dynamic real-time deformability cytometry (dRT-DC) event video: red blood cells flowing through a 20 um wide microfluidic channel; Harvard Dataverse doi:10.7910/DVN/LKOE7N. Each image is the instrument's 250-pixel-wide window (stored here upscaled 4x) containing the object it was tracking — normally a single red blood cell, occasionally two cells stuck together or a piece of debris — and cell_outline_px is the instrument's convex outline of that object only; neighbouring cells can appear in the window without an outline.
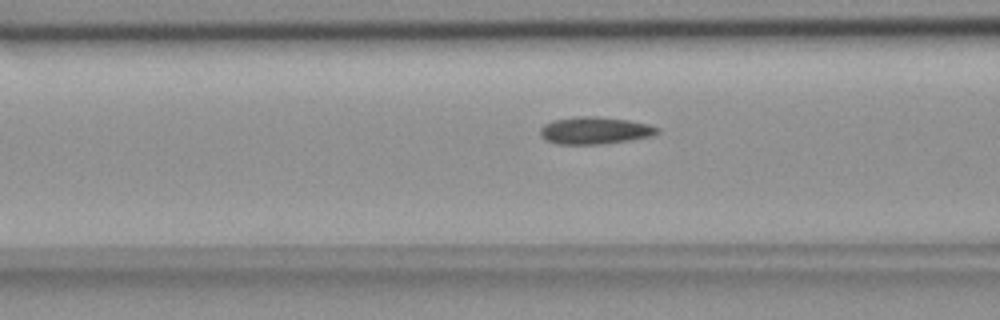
{"species": "common noctule bat (a hibernating species)", "species_latin": "Nyctalus noctula", "temperature_condition": "room temperature", "stored_images_in_passage": 36, "camera_frame_rate_fps": 3000, "um_per_image_px": 0.085, "animal": {"sex": "female", "body_mass_g": 18.4}, "frame": {"image": 1, "passage_image": 6, "time_ms": 1.667, "image_size_px": [1000, 320], "cell_outline_px": [[660, 132], [652, 136], [628, 140], [600, 144], [556, 144], [544, 140], [540, 136], [540, 128], [544, 124], [552, 120], [572, 116], [596, 116], [628, 120], [648, 124], [660, 128]], "centroid_in_image_um": [50.52, 11.08], "position_along_channel_um": 116.1, "area_um2": 18.79}}
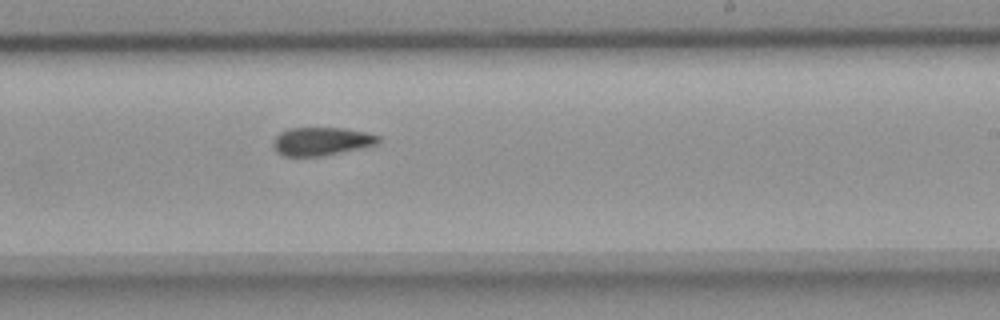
{"frame": {"image": 2, "passage_image": 18, "time_ms": 5.667, "image_size_px": [1000, 320], "cell_outline_px": [[380, 140], [376, 144], [364, 148], [324, 156], [284, 156], [276, 152], [272, 144], [272, 140], [280, 132], [288, 128], [344, 128], [368, 132], [380, 136]], "centroid_in_image_um": [27.33, 12.02], "position_along_channel_um": 261.7, "area_um2": 17.63}}
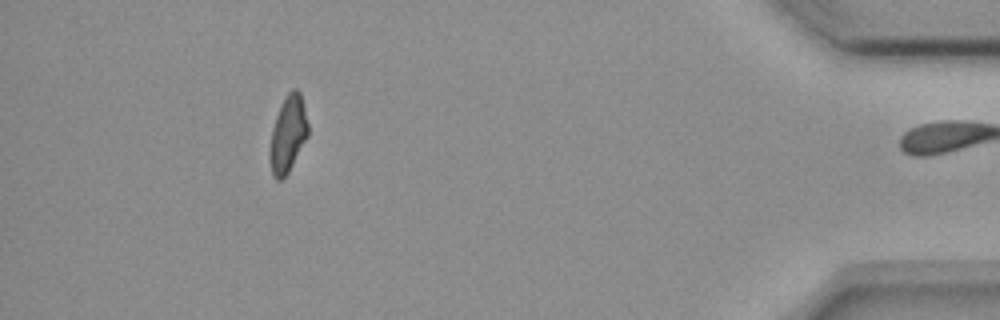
{"frame": {"image": 3, "passage_image": 35, "time_ms": 11.333, "image_size_px": [1000, 320], "cell_outline_px": [[308, 136], [288, 172], [280, 180], [276, 180], [272, 176], [268, 152], [272, 128], [280, 104], [284, 96], [292, 88], [296, 88], [300, 92], [308, 124]], "centroid_in_image_um": [24.45, 11.39], "position_along_channel_um": 410.8, "area_um2": 17.17}, "authors_computed_cell_mechanics": {"area_um2": 17.7446, "velocity_mm_per_s": 3.6576, "shape_relaxation_time_tau1_ms": null, "shape_relaxation_time_tau2_ms": 8.4514, "deformation_change_tau1": null, "deformation_change_tau2": 0.1367}}